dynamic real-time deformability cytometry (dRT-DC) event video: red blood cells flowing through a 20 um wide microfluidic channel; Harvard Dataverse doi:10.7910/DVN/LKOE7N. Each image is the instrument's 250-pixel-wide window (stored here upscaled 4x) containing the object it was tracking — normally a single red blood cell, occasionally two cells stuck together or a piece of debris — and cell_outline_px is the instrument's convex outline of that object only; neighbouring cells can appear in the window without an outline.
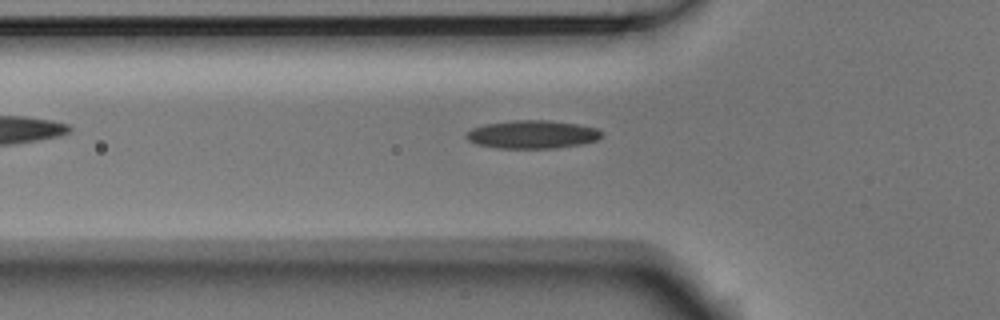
{"species": "Egyptian fruit bat (a non-hibernating species)", "species_latin": "Rousettus aegyptiacus", "temperature_condition": "room temperature", "stored_images_in_passage": 52, "camera_frame_rate_fps": 3000, "um_per_image_px": 0.085, "animal": {"sex": "male"}, "frame": {"image": 1, "passage_image": 17, "time_ms": 5.333, "image_size_px": [1000, 320], "cell_outline_px": [[604, 136], [596, 140], [580, 144], [556, 148], [496, 148], [476, 144], [468, 140], [464, 136], [464, 132], [472, 128], [484, 124], [512, 120], [548, 120], [576, 124], [596, 128], [604, 132]], "centroid_in_image_um": [45.21, 11.42], "position_along_channel_um": 80.6, "area_um2": 22.43}}
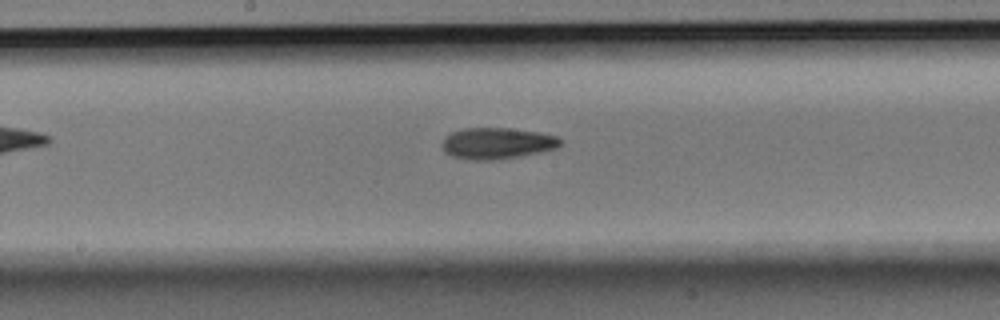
{"frame": {"image": 2, "passage_image": 27, "time_ms": 8.667, "image_size_px": [1000, 320], "cell_outline_px": [[564, 140], [556, 148], [540, 152], [520, 156], [492, 160], [472, 160], [452, 156], [444, 152], [440, 144], [444, 136], [452, 132], [464, 128], [508, 128], [540, 132], [556, 136]], "centroid_in_image_um": [42.22, 12.17], "position_along_channel_um": 206.0, "area_um2": 21.73}}
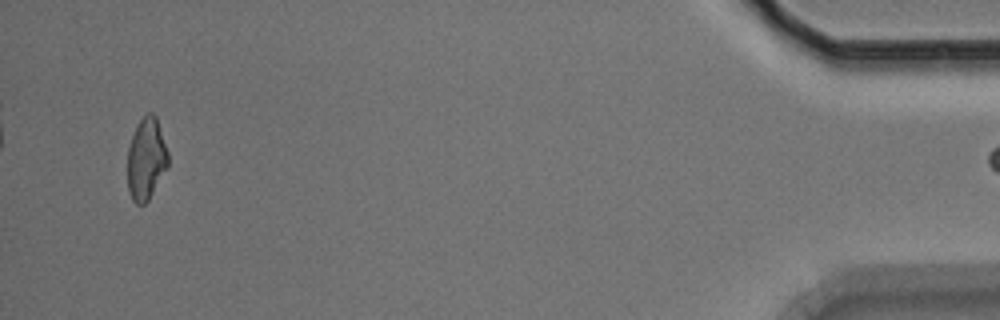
{"frame": {"image": 3, "passage_image": 51, "time_ms": 16.667, "image_size_px": [1000, 320], "cell_outline_px": [[168, 168], [148, 200], [144, 204], [136, 204], [132, 200], [128, 192], [128, 148], [136, 124], [148, 112], [152, 112], [156, 116], [168, 152]], "centroid_in_image_um": [12.43, 13.52], "position_along_channel_um": 422.8, "area_um2": 19.48}}